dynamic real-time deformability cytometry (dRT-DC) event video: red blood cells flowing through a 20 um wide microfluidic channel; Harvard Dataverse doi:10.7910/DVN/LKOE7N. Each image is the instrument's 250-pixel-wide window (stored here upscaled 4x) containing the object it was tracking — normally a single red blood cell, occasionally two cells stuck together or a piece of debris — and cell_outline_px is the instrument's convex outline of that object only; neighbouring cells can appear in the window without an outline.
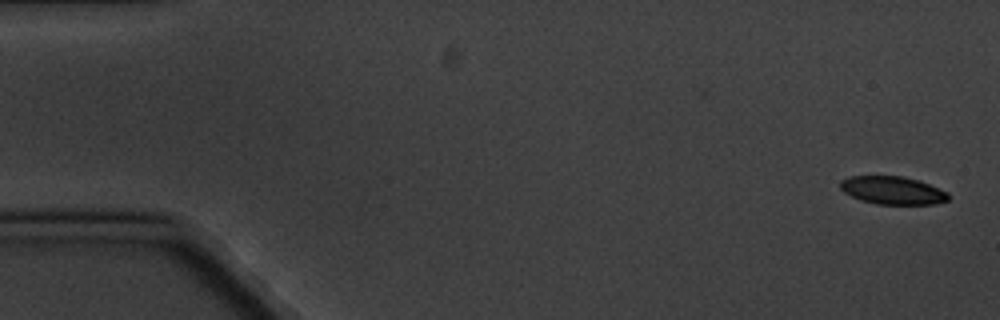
{"species": "common noctule bat (a hibernating species)", "species_latin": "Nyctalus noctula", "temperature_condition": "cold", "stored_images_in_passage": 7, "camera_frame_rate_fps": 3000, "um_per_image_px": 0.085, "animal": {"sex": "male", "body_mass_g": 20.1, "forearm_length_mm": 53.5}, "frame": {"image": 1, "passage_image": 1, "time_ms": 0.0, "image_size_px": [1000, 320], "cell_outline_px": [[948, 200], [936, 204], [876, 204], [860, 200], [844, 192], [840, 188], [840, 180], [848, 176], [904, 176], [920, 180], [948, 192]], "centroid_in_image_um": [75.86, 16.17], "position_along_channel_um": 9.1, "area_um2": 17.74}}
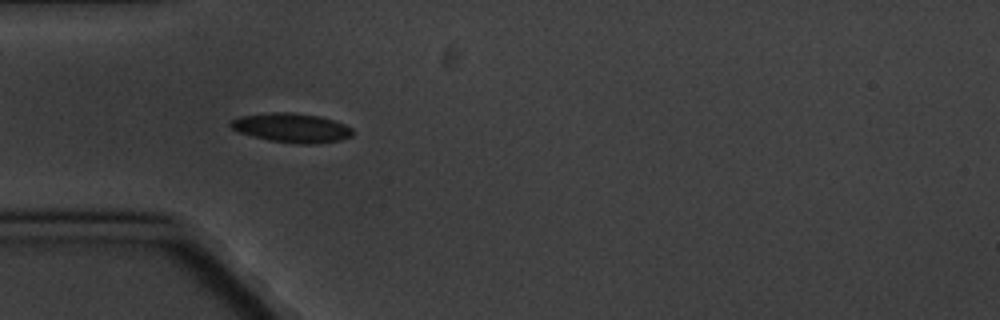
{"frame": {"image": 2, "passage_image": 5, "time_ms": 5.333, "image_size_px": [1000, 320], "cell_outline_px": [[352, 136], [340, 140], [312, 144], [300, 144], [268, 140], [240, 132], [232, 128], [228, 124], [232, 120], [240, 116], [272, 112], [292, 112], [320, 116], [344, 124], [352, 128]], "centroid_in_image_um": [24.79, 10.86], "position_along_channel_um": 60.2, "area_um2": 20.63}}